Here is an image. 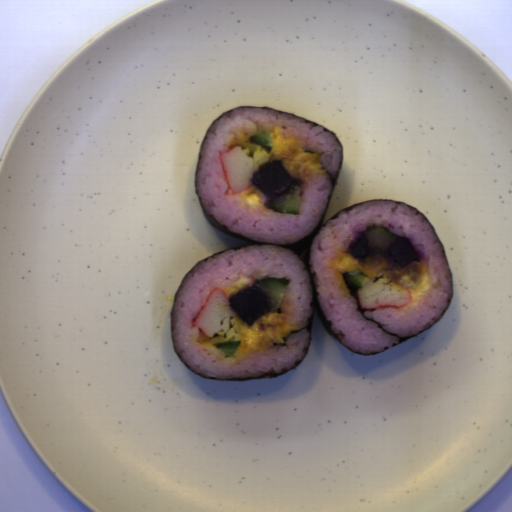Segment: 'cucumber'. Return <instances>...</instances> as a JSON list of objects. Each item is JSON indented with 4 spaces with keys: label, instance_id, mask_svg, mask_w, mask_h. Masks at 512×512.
<instances>
[{
    "label": "cucumber",
    "instance_id": "888e309b",
    "mask_svg": "<svg viewBox=\"0 0 512 512\" xmlns=\"http://www.w3.org/2000/svg\"><path fill=\"white\" fill-rule=\"evenodd\" d=\"M367 248L374 251H385L399 237L385 227L369 226L365 232Z\"/></svg>",
    "mask_w": 512,
    "mask_h": 512
},
{
    "label": "cucumber",
    "instance_id": "586b57bf",
    "mask_svg": "<svg viewBox=\"0 0 512 512\" xmlns=\"http://www.w3.org/2000/svg\"><path fill=\"white\" fill-rule=\"evenodd\" d=\"M290 280L286 278H263L256 280L254 284H259L267 295L270 311L280 308L286 294L287 286Z\"/></svg>",
    "mask_w": 512,
    "mask_h": 512
},
{
    "label": "cucumber",
    "instance_id": "734fbe4a",
    "mask_svg": "<svg viewBox=\"0 0 512 512\" xmlns=\"http://www.w3.org/2000/svg\"><path fill=\"white\" fill-rule=\"evenodd\" d=\"M240 344H241V341H225V342H218L213 346H215L220 351H222L224 358H225V357L234 356L237 353Z\"/></svg>",
    "mask_w": 512,
    "mask_h": 512
},
{
    "label": "cucumber",
    "instance_id": "8b760119",
    "mask_svg": "<svg viewBox=\"0 0 512 512\" xmlns=\"http://www.w3.org/2000/svg\"><path fill=\"white\" fill-rule=\"evenodd\" d=\"M301 190L300 185H291L285 193L267 199L264 204L276 212L301 215Z\"/></svg>",
    "mask_w": 512,
    "mask_h": 512
},
{
    "label": "cucumber",
    "instance_id": "2a18db57",
    "mask_svg": "<svg viewBox=\"0 0 512 512\" xmlns=\"http://www.w3.org/2000/svg\"><path fill=\"white\" fill-rule=\"evenodd\" d=\"M249 144H255L264 152L271 155L274 151V133L262 129L250 136Z\"/></svg>",
    "mask_w": 512,
    "mask_h": 512
},
{
    "label": "cucumber",
    "instance_id": "9523449b",
    "mask_svg": "<svg viewBox=\"0 0 512 512\" xmlns=\"http://www.w3.org/2000/svg\"><path fill=\"white\" fill-rule=\"evenodd\" d=\"M344 276L348 281L349 285L358 290L363 286L364 279L366 277L362 269L357 270L355 272H344Z\"/></svg>",
    "mask_w": 512,
    "mask_h": 512
}]
</instances>
